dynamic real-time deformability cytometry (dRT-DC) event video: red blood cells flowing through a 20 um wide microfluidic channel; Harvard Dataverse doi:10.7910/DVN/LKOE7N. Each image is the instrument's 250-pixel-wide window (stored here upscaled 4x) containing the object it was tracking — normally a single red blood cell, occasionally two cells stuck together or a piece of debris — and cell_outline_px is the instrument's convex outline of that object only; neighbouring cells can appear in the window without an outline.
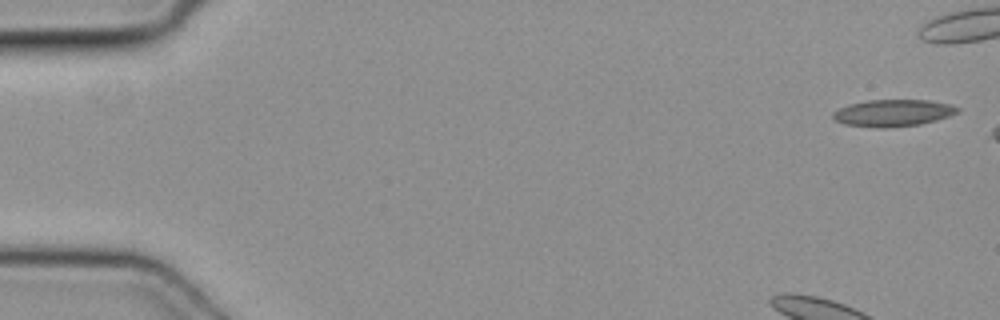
{"species": "common noctule bat (a hibernating species)", "species_latin": "Nyctalus noctula", "temperature_condition": "cold", "stored_images_in_passage": 49, "camera_frame_rate_fps": 3000, "um_per_image_px": 0.085, "animal": {"sex": "female", "body_mass_g": 19.3, "forearm_length_mm": 54.1}, "frame": {"image": 1, "passage_image": 1, "time_ms": 0.0, "image_size_px": [1000, 320], "cell_outline_px": [[960, 112], [936, 120], [920, 124], [888, 128], [876, 128], [844, 124], [836, 120], [832, 116], [832, 112], [848, 104], [868, 100], [928, 100], [948, 104], [960, 108]], "centroid_in_image_um": [75.89, 9.6], "position_along_channel_um": 9.1, "area_um2": 19.54}}